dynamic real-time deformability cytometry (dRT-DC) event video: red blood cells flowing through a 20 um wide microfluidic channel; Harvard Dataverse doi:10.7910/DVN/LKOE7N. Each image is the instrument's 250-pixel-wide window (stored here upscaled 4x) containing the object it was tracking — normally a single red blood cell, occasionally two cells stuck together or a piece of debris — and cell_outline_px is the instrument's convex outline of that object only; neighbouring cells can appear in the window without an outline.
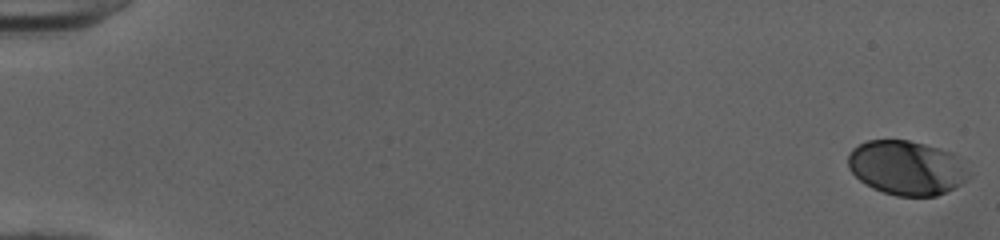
{"species": "human", "species_latin": "Homo sapiens", "temperature_condition": "cold", "stored_images_in_passage": 52, "camera_frame_rate_fps": 3000, "um_per_image_px": 0.085, "donor": {"sex": "female"}, "frame": {"image": 1, "passage_image": 1, "time_ms": 0.0, "image_size_px": [1000, 240], "cell_outline_px": [[972, 176], [960, 184], [936, 196], [896, 196], [872, 188], [860, 180], [848, 168], [848, 156], [852, 148], [868, 140], [908, 140], [924, 144], [952, 152]], "centroid_in_image_um": [77.04, 14.26], "position_along_channel_um": 8.0, "area_um2": 37.97}}
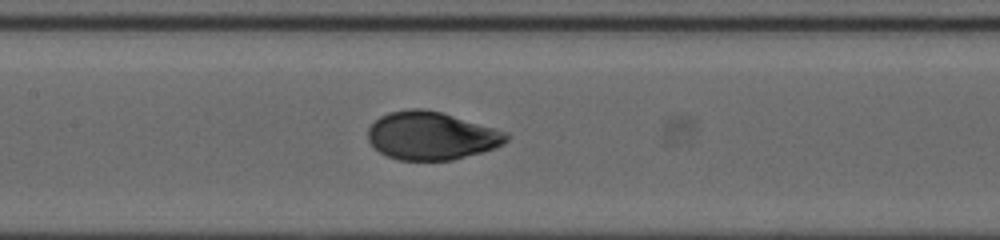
{"frame": {"image": 2, "passage_image": 27, "time_ms": 8.667, "image_size_px": [1000, 240], "cell_outline_px": [[508, 140], [504, 144], [484, 152], [452, 160], [400, 160], [388, 156], [380, 152], [368, 140], [368, 128], [380, 116], [388, 112], [408, 108], [420, 108], [440, 112], [508, 132]], "centroid_in_image_um": [36.67, 11.54], "position_along_channel_um": 170.7, "area_um2": 38.67}}
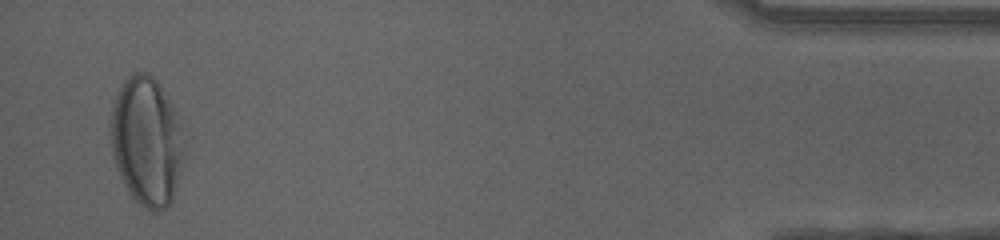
{"frame": {"image": 3, "passage_image": 51, "time_ms": 16.667, "image_size_px": [1000, 240], "cell_outline_px": [[184, 144], [172, 200], [164, 208], [156, 212], [152, 212], [144, 208], [132, 196], [124, 184], [116, 164], [112, 152], [112, 108], [116, 96], [124, 80], [132, 72], [144, 72], [152, 76], [160, 84], [176, 116]], "centroid_in_image_um": [12.44, 12.0], "position_along_channel_um": 422.8, "area_um2": 53.58}, "authors_computed_cell_mechanics": {"area_um2": 39.1595, "velocity_mm_per_s": 4.009, "shape_relaxation_time_tau1_ms": 4.2118, "shape_relaxation_time_tau2_ms": null, "deformation_change_tau1": 0.1763, "deformation_change_tau2": null}}